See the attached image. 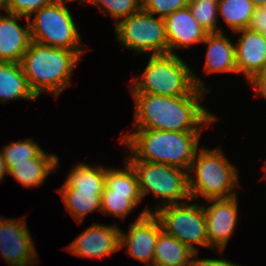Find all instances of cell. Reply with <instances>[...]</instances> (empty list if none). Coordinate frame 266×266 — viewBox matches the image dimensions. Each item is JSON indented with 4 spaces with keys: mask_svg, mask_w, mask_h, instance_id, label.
Here are the masks:
<instances>
[{
    "mask_svg": "<svg viewBox=\"0 0 266 266\" xmlns=\"http://www.w3.org/2000/svg\"><path fill=\"white\" fill-rule=\"evenodd\" d=\"M43 150L33 138L10 142L0 149L8 170L16 163L37 157Z\"/></svg>",
    "mask_w": 266,
    "mask_h": 266,
    "instance_id": "d4e9b609",
    "label": "cell"
},
{
    "mask_svg": "<svg viewBox=\"0 0 266 266\" xmlns=\"http://www.w3.org/2000/svg\"><path fill=\"white\" fill-rule=\"evenodd\" d=\"M164 23L169 53L171 54H176L177 49H187L193 45H201L208 34L193 17L188 6L177 9L165 17Z\"/></svg>",
    "mask_w": 266,
    "mask_h": 266,
    "instance_id": "2e32d148",
    "label": "cell"
},
{
    "mask_svg": "<svg viewBox=\"0 0 266 266\" xmlns=\"http://www.w3.org/2000/svg\"><path fill=\"white\" fill-rule=\"evenodd\" d=\"M54 0H9L6 12L29 18L33 13Z\"/></svg>",
    "mask_w": 266,
    "mask_h": 266,
    "instance_id": "f1b7e54d",
    "label": "cell"
},
{
    "mask_svg": "<svg viewBox=\"0 0 266 266\" xmlns=\"http://www.w3.org/2000/svg\"><path fill=\"white\" fill-rule=\"evenodd\" d=\"M199 254L195 255L193 266H240L232 261H228L225 258H197Z\"/></svg>",
    "mask_w": 266,
    "mask_h": 266,
    "instance_id": "1f68e13d",
    "label": "cell"
},
{
    "mask_svg": "<svg viewBox=\"0 0 266 266\" xmlns=\"http://www.w3.org/2000/svg\"><path fill=\"white\" fill-rule=\"evenodd\" d=\"M190 0H144L142 8L150 14L165 18L177 9L188 6Z\"/></svg>",
    "mask_w": 266,
    "mask_h": 266,
    "instance_id": "83f0119b",
    "label": "cell"
},
{
    "mask_svg": "<svg viewBox=\"0 0 266 266\" xmlns=\"http://www.w3.org/2000/svg\"><path fill=\"white\" fill-rule=\"evenodd\" d=\"M0 13V61L20 63L31 43L28 18L14 13ZM27 20L20 26L18 20Z\"/></svg>",
    "mask_w": 266,
    "mask_h": 266,
    "instance_id": "e0dca14e",
    "label": "cell"
},
{
    "mask_svg": "<svg viewBox=\"0 0 266 266\" xmlns=\"http://www.w3.org/2000/svg\"><path fill=\"white\" fill-rule=\"evenodd\" d=\"M221 147L197 150L189 173L191 200L230 198L237 195L239 172Z\"/></svg>",
    "mask_w": 266,
    "mask_h": 266,
    "instance_id": "5b68a950",
    "label": "cell"
},
{
    "mask_svg": "<svg viewBox=\"0 0 266 266\" xmlns=\"http://www.w3.org/2000/svg\"><path fill=\"white\" fill-rule=\"evenodd\" d=\"M153 214L159 219L165 233L174 236L196 254L199 253V248L196 246L209 248L202 204L189 200L161 207Z\"/></svg>",
    "mask_w": 266,
    "mask_h": 266,
    "instance_id": "9c48e42d",
    "label": "cell"
},
{
    "mask_svg": "<svg viewBox=\"0 0 266 266\" xmlns=\"http://www.w3.org/2000/svg\"><path fill=\"white\" fill-rule=\"evenodd\" d=\"M124 158L136 171L142 199L152 193L154 199L162 200L153 207V213L161 207L191 200L189 171L171 165L135 160L130 155H124Z\"/></svg>",
    "mask_w": 266,
    "mask_h": 266,
    "instance_id": "8992f818",
    "label": "cell"
},
{
    "mask_svg": "<svg viewBox=\"0 0 266 266\" xmlns=\"http://www.w3.org/2000/svg\"><path fill=\"white\" fill-rule=\"evenodd\" d=\"M208 91L197 88L191 95L169 97L131 93L134 99L132 129L162 131H204L219 118L201 105Z\"/></svg>",
    "mask_w": 266,
    "mask_h": 266,
    "instance_id": "6da1fadb",
    "label": "cell"
},
{
    "mask_svg": "<svg viewBox=\"0 0 266 266\" xmlns=\"http://www.w3.org/2000/svg\"><path fill=\"white\" fill-rule=\"evenodd\" d=\"M146 206L129 225L128 232L120 229V250L126 247L128 256L152 266L155 246L162 226L153 210Z\"/></svg>",
    "mask_w": 266,
    "mask_h": 266,
    "instance_id": "8fae6325",
    "label": "cell"
},
{
    "mask_svg": "<svg viewBox=\"0 0 266 266\" xmlns=\"http://www.w3.org/2000/svg\"><path fill=\"white\" fill-rule=\"evenodd\" d=\"M34 101L39 99L30 89L22 66L16 62L0 61V102L8 100Z\"/></svg>",
    "mask_w": 266,
    "mask_h": 266,
    "instance_id": "ffe728a7",
    "label": "cell"
},
{
    "mask_svg": "<svg viewBox=\"0 0 266 266\" xmlns=\"http://www.w3.org/2000/svg\"><path fill=\"white\" fill-rule=\"evenodd\" d=\"M7 175H8V169L4 157L2 155V152L0 151V183L5 179Z\"/></svg>",
    "mask_w": 266,
    "mask_h": 266,
    "instance_id": "d6a6232c",
    "label": "cell"
},
{
    "mask_svg": "<svg viewBox=\"0 0 266 266\" xmlns=\"http://www.w3.org/2000/svg\"><path fill=\"white\" fill-rule=\"evenodd\" d=\"M61 188L86 191H104L105 166L78 163L69 171Z\"/></svg>",
    "mask_w": 266,
    "mask_h": 266,
    "instance_id": "603a6c76",
    "label": "cell"
},
{
    "mask_svg": "<svg viewBox=\"0 0 266 266\" xmlns=\"http://www.w3.org/2000/svg\"><path fill=\"white\" fill-rule=\"evenodd\" d=\"M141 73L131 78V93L182 97L191 95L197 88L209 92V87L179 54L150 55Z\"/></svg>",
    "mask_w": 266,
    "mask_h": 266,
    "instance_id": "277c9868",
    "label": "cell"
},
{
    "mask_svg": "<svg viewBox=\"0 0 266 266\" xmlns=\"http://www.w3.org/2000/svg\"><path fill=\"white\" fill-rule=\"evenodd\" d=\"M66 0H54L29 17L31 40L46 46L86 51Z\"/></svg>",
    "mask_w": 266,
    "mask_h": 266,
    "instance_id": "52a82bcc",
    "label": "cell"
},
{
    "mask_svg": "<svg viewBox=\"0 0 266 266\" xmlns=\"http://www.w3.org/2000/svg\"><path fill=\"white\" fill-rule=\"evenodd\" d=\"M218 17L223 19L231 33L248 28L255 11L251 0H218Z\"/></svg>",
    "mask_w": 266,
    "mask_h": 266,
    "instance_id": "cb8c5ba5",
    "label": "cell"
},
{
    "mask_svg": "<svg viewBox=\"0 0 266 266\" xmlns=\"http://www.w3.org/2000/svg\"><path fill=\"white\" fill-rule=\"evenodd\" d=\"M203 204L209 249L222 256L238 224V195L230 198L207 199Z\"/></svg>",
    "mask_w": 266,
    "mask_h": 266,
    "instance_id": "4fadbf2b",
    "label": "cell"
},
{
    "mask_svg": "<svg viewBox=\"0 0 266 266\" xmlns=\"http://www.w3.org/2000/svg\"><path fill=\"white\" fill-rule=\"evenodd\" d=\"M255 90L256 96L266 99V68L256 73L250 80L247 81Z\"/></svg>",
    "mask_w": 266,
    "mask_h": 266,
    "instance_id": "4dcf8cb0",
    "label": "cell"
},
{
    "mask_svg": "<svg viewBox=\"0 0 266 266\" xmlns=\"http://www.w3.org/2000/svg\"><path fill=\"white\" fill-rule=\"evenodd\" d=\"M201 44L207 45L204 72L236 73L235 44L223 32L207 34Z\"/></svg>",
    "mask_w": 266,
    "mask_h": 266,
    "instance_id": "d6986e66",
    "label": "cell"
},
{
    "mask_svg": "<svg viewBox=\"0 0 266 266\" xmlns=\"http://www.w3.org/2000/svg\"><path fill=\"white\" fill-rule=\"evenodd\" d=\"M196 253L163 230L159 233L152 266H193Z\"/></svg>",
    "mask_w": 266,
    "mask_h": 266,
    "instance_id": "44dd1931",
    "label": "cell"
},
{
    "mask_svg": "<svg viewBox=\"0 0 266 266\" xmlns=\"http://www.w3.org/2000/svg\"><path fill=\"white\" fill-rule=\"evenodd\" d=\"M25 218L0 217V253L8 266H36L39 260Z\"/></svg>",
    "mask_w": 266,
    "mask_h": 266,
    "instance_id": "7c38bea8",
    "label": "cell"
},
{
    "mask_svg": "<svg viewBox=\"0 0 266 266\" xmlns=\"http://www.w3.org/2000/svg\"><path fill=\"white\" fill-rule=\"evenodd\" d=\"M57 154L43 150L37 157L16 163L8 170V175L25 188H34L44 185L50 173L56 172L59 166Z\"/></svg>",
    "mask_w": 266,
    "mask_h": 266,
    "instance_id": "ac0fdd59",
    "label": "cell"
},
{
    "mask_svg": "<svg viewBox=\"0 0 266 266\" xmlns=\"http://www.w3.org/2000/svg\"><path fill=\"white\" fill-rule=\"evenodd\" d=\"M66 1H68V2H74V1H76V2H80L81 4L82 3H87L88 4L90 0H66Z\"/></svg>",
    "mask_w": 266,
    "mask_h": 266,
    "instance_id": "d590c367",
    "label": "cell"
},
{
    "mask_svg": "<svg viewBox=\"0 0 266 266\" xmlns=\"http://www.w3.org/2000/svg\"><path fill=\"white\" fill-rule=\"evenodd\" d=\"M239 35L235 43L237 74L246 81L266 68V36L250 28L235 31Z\"/></svg>",
    "mask_w": 266,
    "mask_h": 266,
    "instance_id": "9a60e30c",
    "label": "cell"
},
{
    "mask_svg": "<svg viewBox=\"0 0 266 266\" xmlns=\"http://www.w3.org/2000/svg\"><path fill=\"white\" fill-rule=\"evenodd\" d=\"M123 168L105 167L101 212L125 219L143 201L135 169L124 158Z\"/></svg>",
    "mask_w": 266,
    "mask_h": 266,
    "instance_id": "30bf717a",
    "label": "cell"
},
{
    "mask_svg": "<svg viewBox=\"0 0 266 266\" xmlns=\"http://www.w3.org/2000/svg\"><path fill=\"white\" fill-rule=\"evenodd\" d=\"M255 7L266 6V0H251Z\"/></svg>",
    "mask_w": 266,
    "mask_h": 266,
    "instance_id": "e575fe53",
    "label": "cell"
},
{
    "mask_svg": "<svg viewBox=\"0 0 266 266\" xmlns=\"http://www.w3.org/2000/svg\"><path fill=\"white\" fill-rule=\"evenodd\" d=\"M203 131L131 129L119 137L135 160L161 163L190 171Z\"/></svg>",
    "mask_w": 266,
    "mask_h": 266,
    "instance_id": "7a4b0ae2",
    "label": "cell"
},
{
    "mask_svg": "<svg viewBox=\"0 0 266 266\" xmlns=\"http://www.w3.org/2000/svg\"><path fill=\"white\" fill-rule=\"evenodd\" d=\"M63 199L65 210L79 223L93 212L101 211V195L103 191H86L72 188H59L57 190Z\"/></svg>",
    "mask_w": 266,
    "mask_h": 266,
    "instance_id": "7402d4cb",
    "label": "cell"
},
{
    "mask_svg": "<svg viewBox=\"0 0 266 266\" xmlns=\"http://www.w3.org/2000/svg\"><path fill=\"white\" fill-rule=\"evenodd\" d=\"M120 227L117 224L92 223L79 234L65 250L81 258H96L113 255L120 251Z\"/></svg>",
    "mask_w": 266,
    "mask_h": 266,
    "instance_id": "5bb4252c",
    "label": "cell"
},
{
    "mask_svg": "<svg viewBox=\"0 0 266 266\" xmlns=\"http://www.w3.org/2000/svg\"><path fill=\"white\" fill-rule=\"evenodd\" d=\"M118 42L134 54H167L169 45L163 18L141 8L114 25Z\"/></svg>",
    "mask_w": 266,
    "mask_h": 266,
    "instance_id": "ba28073f",
    "label": "cell"
},
{
    "mask_svg": "<svg viewBox=\"0 0 266 266\" xmlns=\"http://www.w3.org/2000/svg\"><path fill=\"white\" fill-rule=\"evenodd\" d=\"M86 51H72L31 41L20 62L30 89L39 98L42 93L56 99L70 86L71 76Z\"/></svg>",
    "mask_w": 266,
    "mask_h": 266,
    "instance_id": "3957f363",
    "label": "cell"
},
{
    "mask_svg": "<svg viewBox=\"0 0 266 266\" xmlns=\"http://www.w3.org/2000/svg\"><path fill=\"white\" fill-rule=\"evenodd\" d=\"M248 28L261 34H266V6L255 7Z\"/></svg>",
    "mask_w": 266,
    "mask_h": 266,
    "instance_id": "f546056e",
    "label": "cell"
},
{
    "mask_svg": "<svg viewBox=\"0 0 266 266\" xmlns=\"http://www.w3.org/2000/svg\"><path fill=\"white\" fill-rule=\"evenodd\" d=\"M188 7L193 17L208 34L224 32L217 23L218 0H190Z\"/></svg>",
    "mask_w": 266,
    "mask_h": 266,
    "instance_id": "484cf974",
    "label": "cell"
},
{
    "mask_svg": "<svg viewBox=\"0 0 266 266\" xmlns=\"http://www.w3.org/2000/svg\"><path fill=\"white\" fill-rule=\"evenodd\" d=\"M9 5V0H0V11L3 10L4 12L7 11Z\"/></svg>",
    "mask_w": 266,
    "mask_h": 266,
    "instance_id": "836d02e7",
    "label": "cell"
},
{
    "mask_svg": "<svg viewBox=\"0 0 266 266\" xmlns=\"http://www.w3.org/2000/svg\"><path fill=\"white\" fill-rule=\"evenodd\" d=\"M262 169L264 170V176L263 179L266 180V160H265V165H263Z\"/></svg>",
    "mask_w": 266,
    "mask_h": 266,
    "instance_id": "8d00e7d4",
    "label": "cell"
},
{
    "mask_svg": "<svg viewBox=\"0 0 266 266\" xmlns=\"http://www.w3.org/2000/svg\"><path fill=\"white\" fill-rule=\"evenodd\" d=\"M89 4L98 8L103 15L114 19V25L142 8L140 0H90Z\"/></svg>",
    "mask_w": 266,
    "mask_h": 266,
    "instance_id": "4316f807",
    "label": "cell"
}]
</instances>
